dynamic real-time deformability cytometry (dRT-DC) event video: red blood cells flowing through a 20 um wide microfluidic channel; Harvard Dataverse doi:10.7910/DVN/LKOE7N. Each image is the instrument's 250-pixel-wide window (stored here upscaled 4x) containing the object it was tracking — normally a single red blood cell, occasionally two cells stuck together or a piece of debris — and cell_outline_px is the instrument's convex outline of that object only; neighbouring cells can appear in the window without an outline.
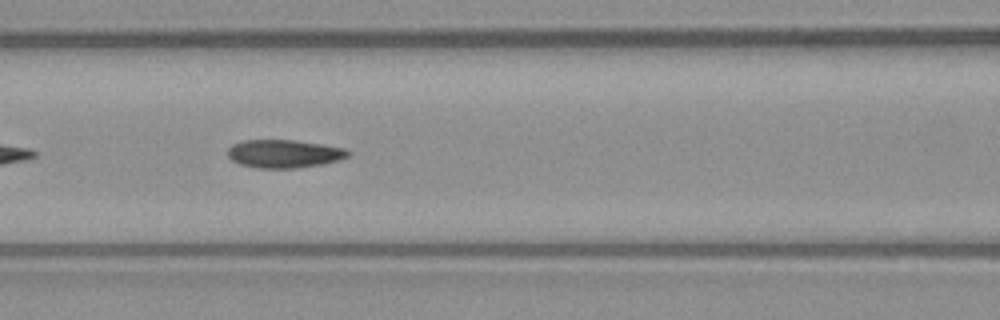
{"species": "common noctule bat (a hibernating species)", "species_latin": "Nyctalus noctula", "temperature_condition": "warm", "stored_images_in_passage": 24, "camera_frame_rate_fps": 3000, "um_per_image_px": 0.085, "animal": {"sex": "male", "body_mass_g": 23.1, "forearm_length_mm": 52.7}, "frame": {"image": 1, "passage_image": 8, "time_ms": 2.333, "image_size_px": [1000, 320], "cell_outline_px": [[352, 152], [348, 156], [340, 160], [324, 164], [296, 168], [256, 168], [240, 164], [232, 160], [228, 156], [228, 148], [232, 144], [244, 140], [296, 140], [344, 148]], "centroid_in_image_um": [24.16, 13.07], "position_along_channel_um": 142.4, "area_um2": 19.83}}
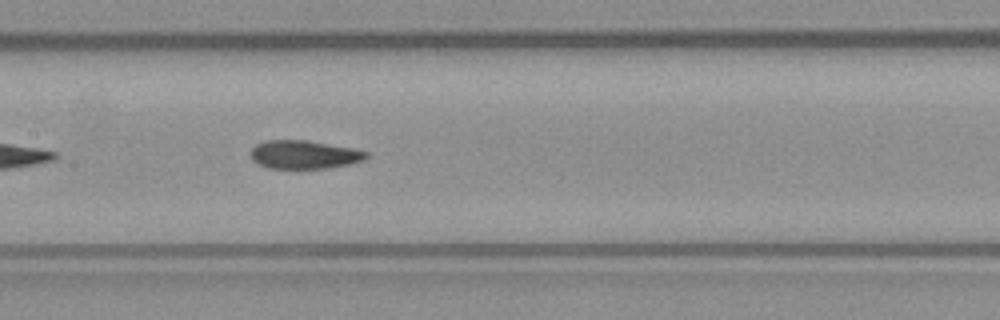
{"frame": {"image": 2, "passage_image": 11, "time_ms": 3.333, "image_size_px": [1000, 320], "cell_outline_px": [[368, 156], [364, 160], [348, 164], [328, 168], [268, 168], [256, 164], [252, 160], [252, 148], [256, 144], [264, 140], [308, 140], [352, 148], [368, 152]], "centroid_in_image_um": [25.83, 13.14], "position_along_channel_um": 181.6, "area_um2": 19.13}}